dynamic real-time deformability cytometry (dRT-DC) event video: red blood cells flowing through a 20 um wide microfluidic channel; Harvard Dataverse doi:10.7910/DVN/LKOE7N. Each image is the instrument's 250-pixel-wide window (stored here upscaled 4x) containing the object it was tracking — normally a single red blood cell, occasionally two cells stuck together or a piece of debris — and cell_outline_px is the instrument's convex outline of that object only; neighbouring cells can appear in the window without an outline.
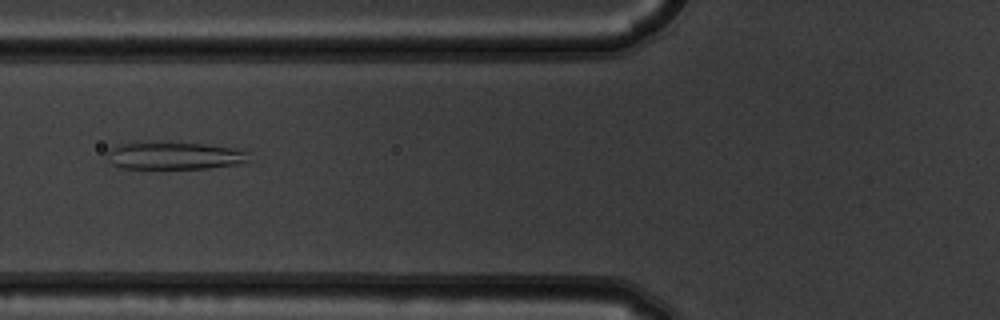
{"species": "common noctule bat (a hibernating species)", "species_latin": "Nyctalus noctula", "temperature_condition": "warm", "stored_images_in_passage": 8, "camera_frame_rate_fps": 3000, "um_per_image_px": 0.085, "animal": {"sex": "male", "body_mass_g": 19.5, "forearm_length_mm": 54.6}, "frame": {"image": 1, "passage_image": 5, "time_ms": 1.333, "image_size_px": [1000, 320], "cell_outline_px": [[248, 160], [236, 164], [208, 168], [120, 168], [112, 164], [108, 160], [108, 148], [116, 144], [204, 144], [236, 148], [248, 152]], "centroid_in_image_um": [14.81, 13.26], "position_along_channel_um": 111.0, "area_um2": 21.96}}